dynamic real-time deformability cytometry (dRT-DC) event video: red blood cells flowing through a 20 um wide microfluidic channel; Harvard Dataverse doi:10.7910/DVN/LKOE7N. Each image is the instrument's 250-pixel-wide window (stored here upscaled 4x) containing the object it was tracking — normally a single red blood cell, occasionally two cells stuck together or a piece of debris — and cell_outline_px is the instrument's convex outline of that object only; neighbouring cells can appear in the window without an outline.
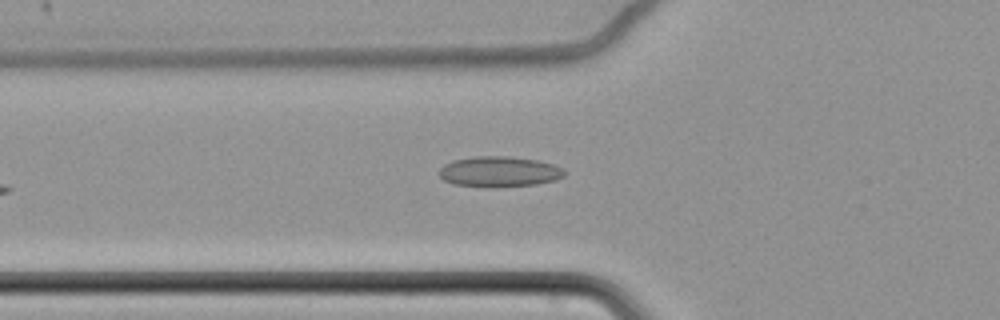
{"species": "common noctule bat (a hibernating species)", "species_latin": "Nyctalus noctula", "temperature_condition": "cold", "stored_images_in_passage": 7, "camera_frame_rate_fps": 3000, "um_per_image_px": 0.085, "animal": {"sex": "female", "body_mass_g": 22.7, "forearm_length_mm": 54.2}, "frame": {"image": 1, "passage_image": 6, "time_ms": 1.667, "image_size_px": [1000, 320], "cell_outline_px": [[568, 172], [564, 176], [556, 180], [536, 184], [492, 188], [452, 184], [444, 180], [436, 172], [444, 164], [452, 160], [476, 156], [508, 156], [536, 160], [552, 164], [564, 168]], "centroid_in_image_um": [42.42, 14.6], "position_along_channel_um": 83.4, "area_um2": 22.66}}
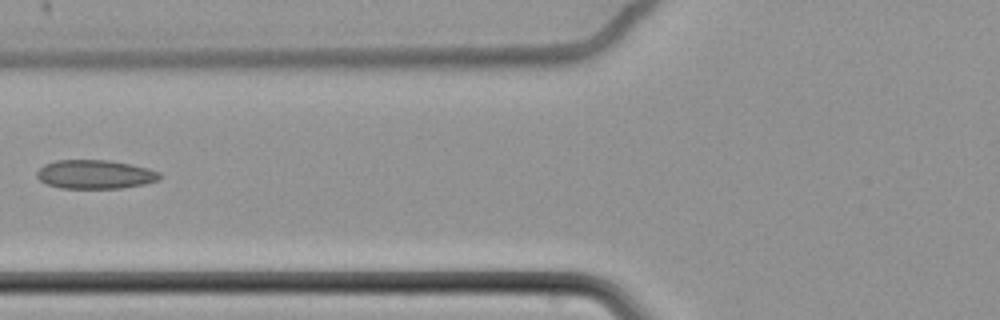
{"frame": {"image": 2, "passage_image": 7, "time_ms": 2.0, "image_size_px": [1000, 320], "cell_outline_px": [[160, 180], [144, 184], [120, 188], [60, 188], [48, 184], [40, 180], [36, 176], [36, 172], [44, 164], [56, 160], [108, 160], [132, 164], [148, 168], [160, 172]], "centroid_in_image_um": [8.09, 14.81], "position_along_channel_um": 117.7, "area_um2": 20.69}}